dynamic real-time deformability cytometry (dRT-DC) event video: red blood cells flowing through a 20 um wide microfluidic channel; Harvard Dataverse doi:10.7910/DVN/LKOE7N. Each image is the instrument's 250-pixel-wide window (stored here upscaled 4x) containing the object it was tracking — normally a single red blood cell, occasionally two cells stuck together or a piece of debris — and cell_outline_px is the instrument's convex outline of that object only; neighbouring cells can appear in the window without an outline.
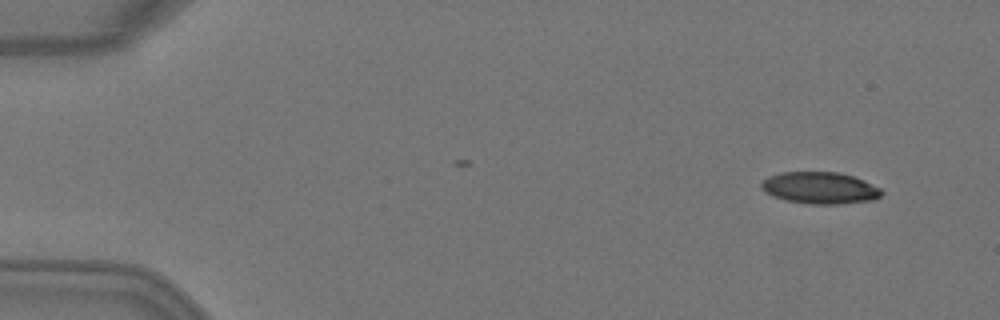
{"species": "Egyptian fruit bat (a non-hibernating species)", "species_latin": "Rousettus aegyptiacus", "temperature_condition": "warm", "stored_images_in_passage": 4, "camera_frame_rate_fps": 3000, "um_per_image_px": 0.085, "animal": {"sex": "female"}, "frame": {"image": 1, "passage_image": 1, "time_ms": 0.0, "image_size_px": [1000, 320], "cell_outline_px": [[884, 192], [876, 200], [840, 204], [808, 204], [784, 200], [772, 196], [764, 192], [760, 188], [760, 184], [768, 176], [780, 172], [840, 172], [864, 180], [880, 188]], "centroid_in_image_um": [69.68, 15.98], "position_along_channel_um": 15.3, "area_um2": 22.6}}